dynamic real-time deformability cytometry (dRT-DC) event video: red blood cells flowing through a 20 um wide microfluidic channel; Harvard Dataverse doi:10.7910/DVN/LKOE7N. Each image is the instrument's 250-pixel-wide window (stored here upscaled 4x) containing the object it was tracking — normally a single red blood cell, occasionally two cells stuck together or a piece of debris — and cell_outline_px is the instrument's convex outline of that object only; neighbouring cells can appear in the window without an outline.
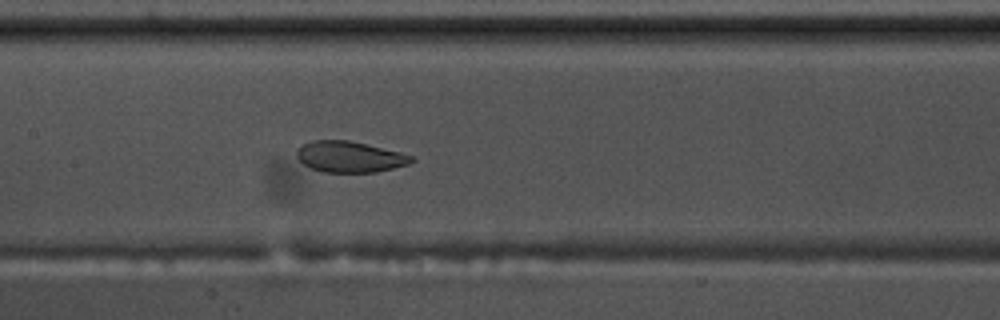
{"species": "common noctule bat (a hibernating species)", "species_latin": "Nyctalus noctula", "temperature_condition": "warm", "stored_images_in_passage": 48, "camera_frame_rate_fps": 3000, "um_per_image_px": 0.085, "animal": {"sex": "male", "body_mass_g": 17.5, "forearm_length_mm": 52.3}, "frame": {"image": 1, "passage_image": 19, "time_ms": 6.0, "image_size_px": [1000, 320], "cell_outline_px": [[416, 160], [408, 164], [376, 172], [320, 172], [304, 164], [296, 156], [296, 152], [300, 144], [312, 140], [348, 140], [400, 152], [412, 156]], "centroid_in_image_um": [29.69, 13.32], "position_along_channel_um": 177.7, "area_um2": 20.69}}
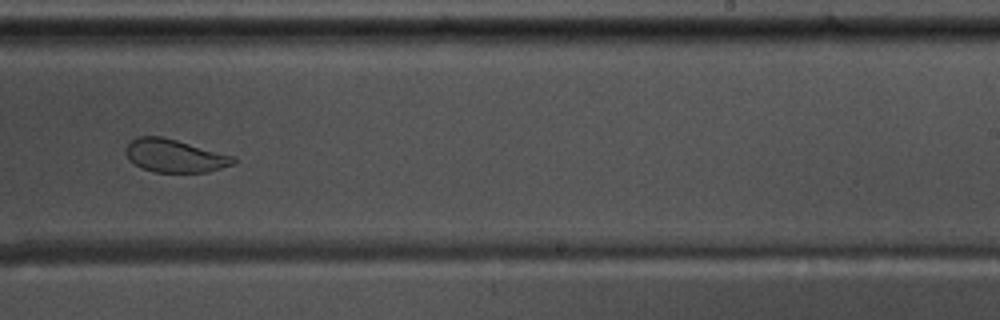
{"frame": {"image": 2, "passage_image": 27, "time_ms": 8.667, "image_size_px": [1000, 320], "cell_outline_px": [[236, 164], [208, 172], [156, 172], [144, 168], [128, 160], [124, 152], [124, 148], [132, 140], [140, 136], [160, 136], [176, 140], [236, 156]], "centroid_in_image_um": [14.88, 13.24], "position_along_channel_um": 274.1, "area_um2": 20.75}}
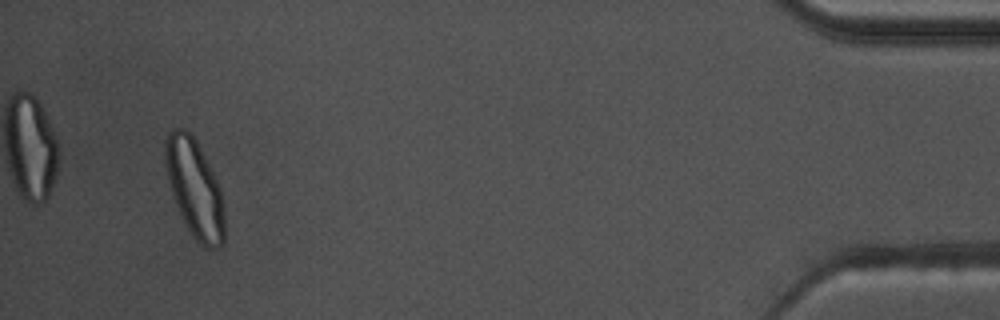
{"frame": {"image": 3, "passage_image": 45, "time_ms": 14.667, "image_size_px": [1000, 320], "cell_outline_px": [[224, 244], [216, 248], [204, 248], [192, 236], [176, 204], [168, 180], [164, 156], [164, 140], [168, 132], [172, 128], [184, 128], [196, 140], [220, 188], [224, 204]], "centroid_in_image_um": [16.54, 16.02], "position_along_channel_um": 418.7, "area_um2": 33.58}, "authors_computed_cell_mechanics": {"area_um2": 23.8714, "velocity_mm_per_s": 3.6239, "shape_relaxation_time_tau1_ms": null, "shape_relaxation_time_tau2_ms": 1.2211, "deformation_change_tau1": null, "deformation_change_tau2": 0.0572}}